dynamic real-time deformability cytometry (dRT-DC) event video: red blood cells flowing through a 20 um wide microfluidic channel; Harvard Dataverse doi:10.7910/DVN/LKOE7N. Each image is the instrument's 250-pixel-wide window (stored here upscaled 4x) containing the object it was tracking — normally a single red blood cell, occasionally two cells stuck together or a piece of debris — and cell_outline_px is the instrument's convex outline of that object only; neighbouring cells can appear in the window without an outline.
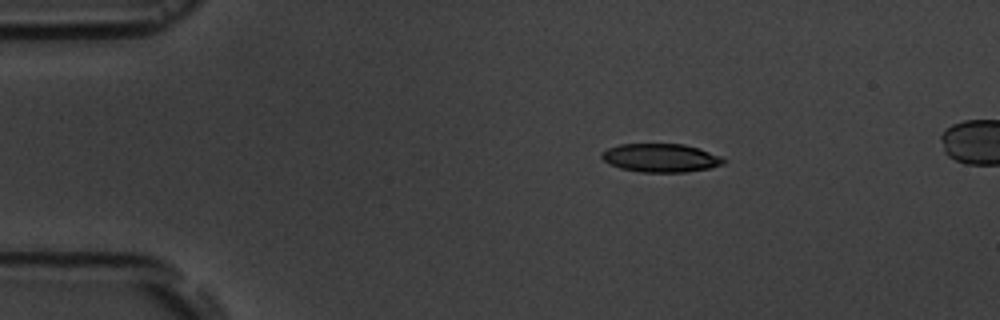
{"species": "common noctule bat (a hibernating species)", "species_latin": "Nyctalus noctula", "temperature_condition": "room temperature", "stored_images_in_passage": 4, "segment_of_instrument_passage": [1, 2], "camera_frame_rate_fps": 3000, "um_per_image_px": 0.085, "animal": {"sex": "male", "body_mass_g": 19.5, "forearm_length_mm": 54.6}, "frame": {"image": 1, "passage_image": 1, "time_ms": 0.0, "image_size_px": [1000, 320], "cell_outline_px": [[728, 160], [724, 164], [708, 168], [684, 172], [640, 172], [620, 168], [604, 160], [600, 156], [600, 152], [608, 148], [620, 144], [684, 144], [700, 148], [720, 156]], "centroid_in_image_um": [56.18, 13.41], "position_along_channel_um": 28.8, "area_um2": 20.23}}